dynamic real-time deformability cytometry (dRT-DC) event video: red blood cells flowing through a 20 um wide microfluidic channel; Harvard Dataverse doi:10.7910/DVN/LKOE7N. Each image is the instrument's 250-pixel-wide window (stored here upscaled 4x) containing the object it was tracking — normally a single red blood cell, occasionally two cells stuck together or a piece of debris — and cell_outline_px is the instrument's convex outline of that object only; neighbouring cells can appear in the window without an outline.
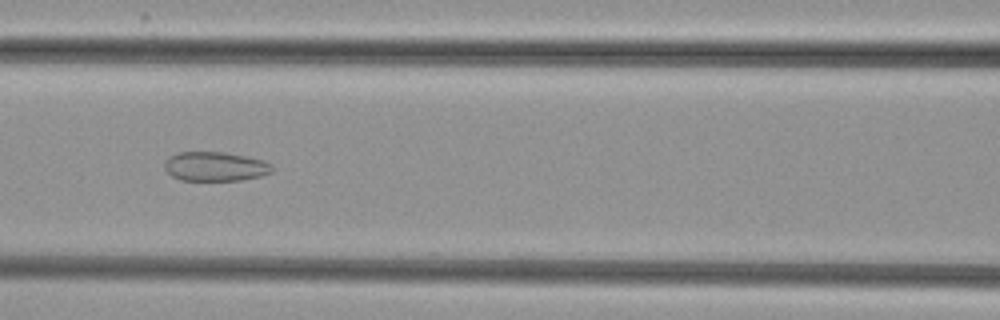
{"species": "common noctule bat (a hibernating species)", "species_latin": "Nyctalus noctula", "temperature_condition": "cold", "stored_images_in_passage": 52, "camera_frame_rate_fps": 3000, "um_per_image_px": 0.085, "animal": {"sex": "female", "body_mass_g": 29.2, "forearm_length_mm": 56.3}, "frame": {"image": 1, "passage_image": 23, "time_ms": 7.333, "image_size_px": [1000, 320], "cell_outline_px": [[276, 168], [272, 172], [260, 176], [240, 180], [180, 180], [172, 176], [164, 168], [164, 164], [168, 156], [180, 152], [224, 152], [264, 160], [272, 164]], "centroid_in_image_um": [18.31, 14.15], "position_along_channel_um": 148.3, "area_um2": 18.44}}
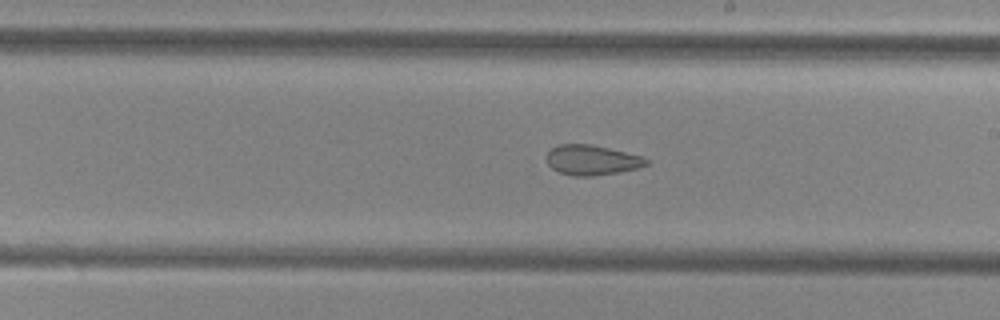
{"frame": {"image": 2, "passage_image": 30, "time_ms": 9.667, "image_size_px": [1000, 320], "cell_outline_px": [[648, 164], [636, 168], [620, 172], [592, 176], [572, 176], [560, 172], [552, 168], [548, 164], [548, 152], [552, 148], [560, 144], [592, 144], [640, 156], [648, 160]], "centroid_in_image_um": [50.29, 13.61], "position_along_channel_um": 238.7, "area_um2": 17.17}}
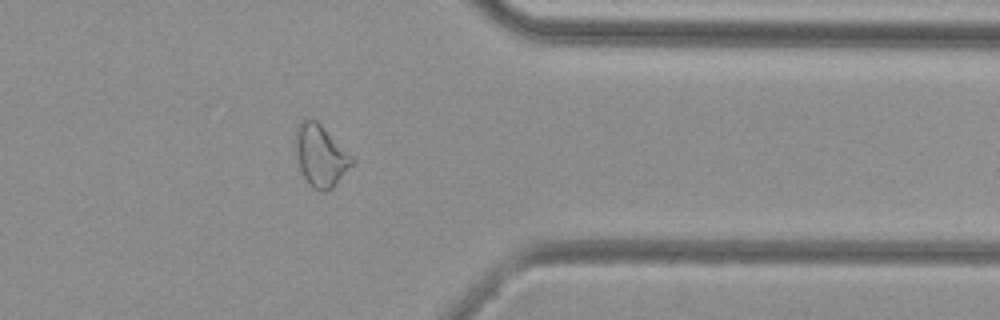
{"frame": {"image": 3, "passage_image": 42, "time_ms": 13.667, "image_size_px": [1000, 320], "cell_outline_px": [[356, 160], [336, 184], [332, 188], [324, 192], [320, 192], [312, 188], [308, 184], [300, 168], [296, 156], [296, 128], [308, 116], [316, 120]], "centroid_in_image_um": [27.25, 13.25], "position_along_channel_um": 384.1, "area_um2": 20.11}}